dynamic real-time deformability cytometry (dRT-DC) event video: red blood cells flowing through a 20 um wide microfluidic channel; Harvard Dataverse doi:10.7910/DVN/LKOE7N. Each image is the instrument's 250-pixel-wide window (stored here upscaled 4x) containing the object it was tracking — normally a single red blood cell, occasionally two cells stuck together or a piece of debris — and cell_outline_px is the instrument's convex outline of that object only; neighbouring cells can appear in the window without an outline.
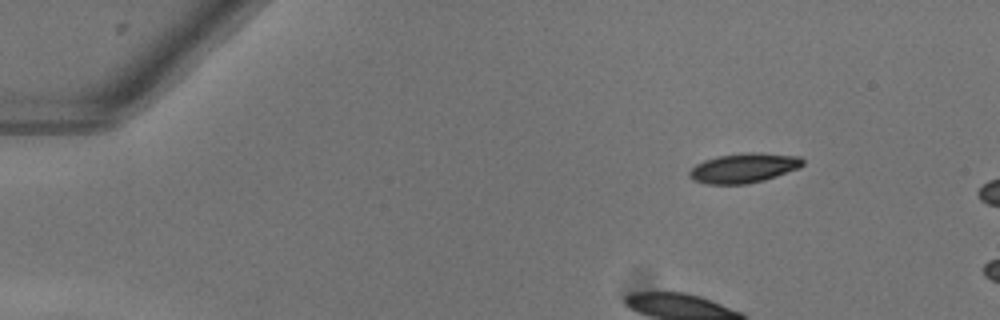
{"species": "common noctule bat (a hibernating species)", "species_latin": "Nyctalus noctula", "temperature_condition": "warm", "stored_images_in_passage": 9, "camera_frame_rate_fps": 3000, "um_per_image_px": 0.085, "animal": {"sex": "female"}, "frame": {"image": 1, "passage_image": 1, "time_ms": 0.0, "image_size_px": [1000, 320], "cell_outline_px": [[804, 164], [800, 168], [764, 180], [748, 184], [704, 184], [692, 180], [688, 176], [688, 172], [696, 164], [704, 160], [720, 156], [748, 152], [756, 152], [800, 156], [804, 160]], "centroid_in_image_um": [63.22, 14.28], "position_along_channel_um": 21.8, "area_um2": 19.71}}